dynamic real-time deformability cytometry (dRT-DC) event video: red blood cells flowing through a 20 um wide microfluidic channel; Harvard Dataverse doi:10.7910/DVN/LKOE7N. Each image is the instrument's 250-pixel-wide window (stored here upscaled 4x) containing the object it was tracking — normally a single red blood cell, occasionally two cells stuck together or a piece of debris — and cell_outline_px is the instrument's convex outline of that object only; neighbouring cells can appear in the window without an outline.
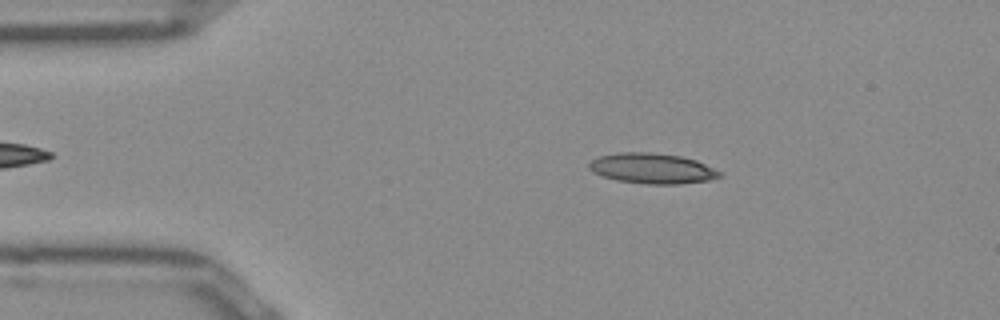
{"species": "Egyptian fruit bat (a non-hibernating species)", "species_latin": "Rousettus aegyptiacus", "temperature_condition": "room temperature", "stored_images_in_passage": 43, "camera_frame_rate_fps": 3000, "um_per_image_px": 0.085, "frame": {"image": 1, "passage_image": 8, "time_ms": 2.333, "image_size_px": [1000, 320], "cell_outline_px": [[720, 176], [712, 180], [680, 184], [648, 184], [616, 180], [592, 172], [588, 168], [588, 164], [592, 160], [600, 156], [620, 152], [652, 152], [680, 156], [696, 160], [720, 172]], "centroid_in_image_um": [55.42, 14.32], "position_along_channel_um": 29.6, "area_um2": 23.0}}
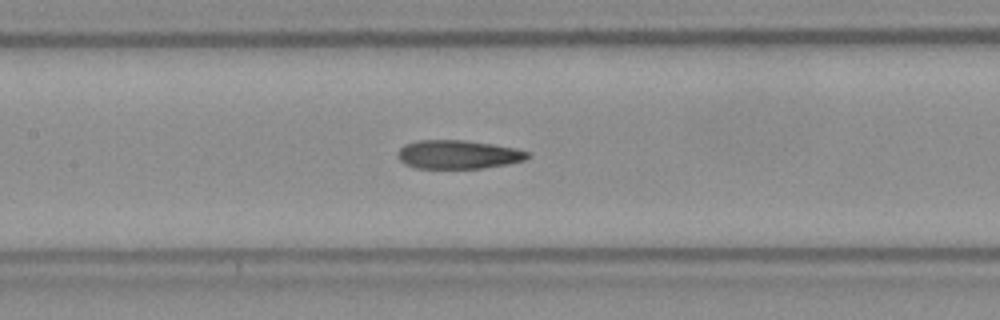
{"frame": {"image": 2, "passage_image": 22, "time_ms": 7.0, "image_size_px": [1000, 320], "cell_outline_px": [[528, 156], [524, 160], [508, 164], [480, 168], [416, 168], [404, 164], [396, 156], [396, 152], [404, 144], [416, 140], [464, 140], [492, 144], [516, 148], [528, 152]], "centroid_in_image_um": [38.88, 13.12], "position_along_channel_um": 168.5, "area_um2": 21.73}}
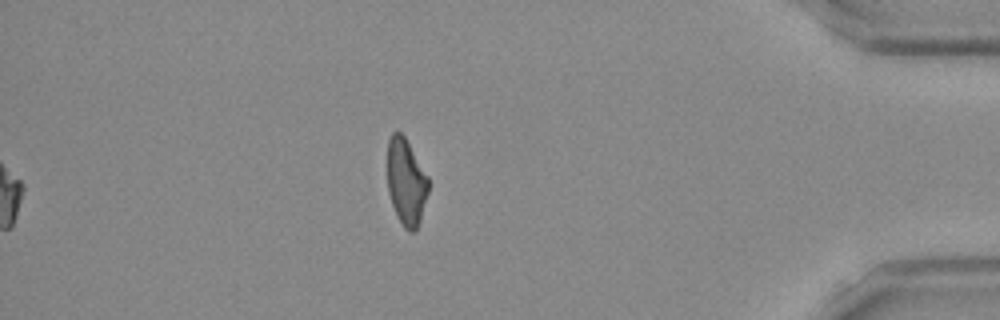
{"frame": {"image": 3, "passage_image": 43, "time_ms": 14.0, "image_size_px": [1000, 320], "cell_outline_px": [[428, 192], [420, 220], [416, 232], [408, 232], [404, 228], [396, 216], [388, 192], [388, 140], [392, 132], [400, 132], [404, 136], [428, 176]], "centroid_in_image_um": [34.52, 15.5], "position_along_channel_um": 400.7, "area_um2": 20.63}, "authors_computed_cell_mechanics": {"area_um2": 22.0218, "velocity_mm_per_s": 3.9639, "shape_relaxation_time_tau1_ms": null, "shape_relaxation_time_tau2_ms": 3.1726, "deformation_change_tau1": null, "deformation_change_tau2": 0.1268}}